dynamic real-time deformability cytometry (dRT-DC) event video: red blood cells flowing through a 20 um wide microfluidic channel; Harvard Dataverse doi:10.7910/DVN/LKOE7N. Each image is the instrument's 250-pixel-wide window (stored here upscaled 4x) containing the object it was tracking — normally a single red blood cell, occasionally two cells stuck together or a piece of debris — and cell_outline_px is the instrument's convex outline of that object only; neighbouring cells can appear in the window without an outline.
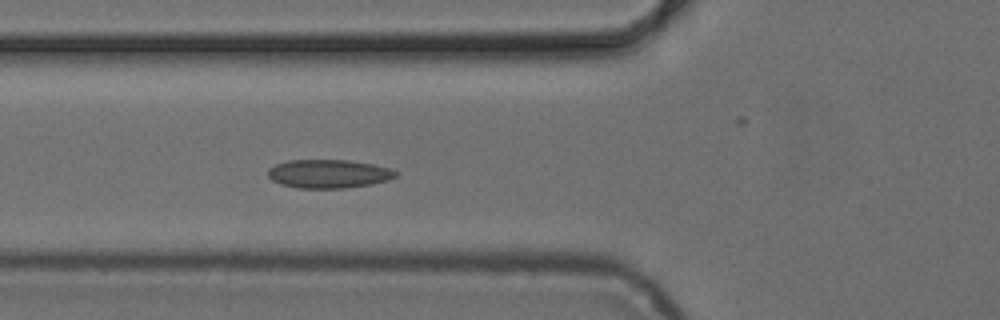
{"species": "common noctule bat (a hibernating species)", "species_latin": "Nyctalus noctula", "temperature_condition": "cold", "stored_images_in_passage": 5, "camera_frame_rate_fps": 3000, "um_per_image_px": 0.085, "animal": {"sex": "female", "body_mass_g": 24.6, "forearm_length_mm": 56.2}, "frame": {"image": 1, "passage_image": 5, "time_ms": 4.667, "image_size_px": [1000, 320], "cell_outline_px": [[400, 172], [396, 176], [388, 180], [372, 184], [344, 188], [300, 188], [280, 184], [272, 180], [268, 176], [268, 168], [276, 164], [288, 160], [348, 160], [372, 164], [392, 168]], "centroid_in_image_um": [27.96, 14.77], "position_along_channel_um": 97.8, "area_um2": 21.39}}